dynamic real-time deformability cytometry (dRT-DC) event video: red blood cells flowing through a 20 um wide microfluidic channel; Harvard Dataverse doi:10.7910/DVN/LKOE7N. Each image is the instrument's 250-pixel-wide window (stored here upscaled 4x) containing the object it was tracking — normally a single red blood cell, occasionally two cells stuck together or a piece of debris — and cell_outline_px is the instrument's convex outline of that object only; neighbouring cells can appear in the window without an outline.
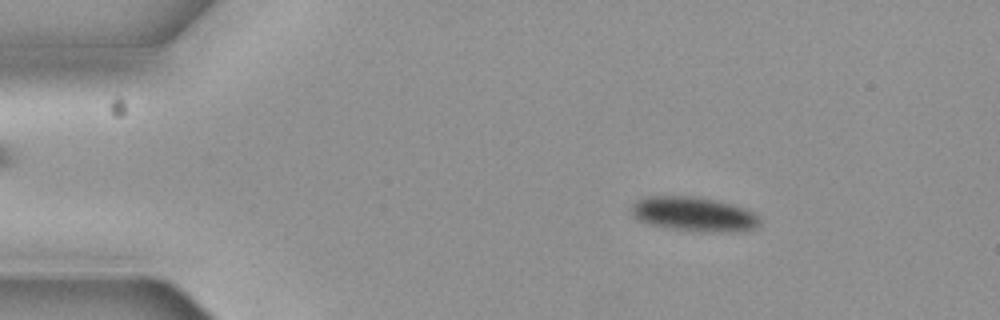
{"species": "common noctule bat (a hibernating species)", "species_latin": "Nyctalus noctula", "temperature_condition": "cold", "stored_images_in_passage": 6, "camera_frame_rate_fps": 3000, "um_per_image_px": 0.085, "animal": {"sex": "female", "body_mass_g": 19.3, "forearm_length_mm": 54.1}, "frame": {"image": 1, "passage_image": 2, "time_ms": 0.333, "image_size_px": [1000, 320], "cell_outline_px": [[760, 224], [756, 228], [740, 232], [700, 232], [668, 228], [648, 224], [640, 220], [628, 208], [636, 200], [644, 196], [696, 196], [716, 200], [744, 208], [752, 212], [760, 220]], "centroid_in_image_um": [58.96, 18.21], "position_along_channel_um": 26.0, "area_um2": 26.01}}
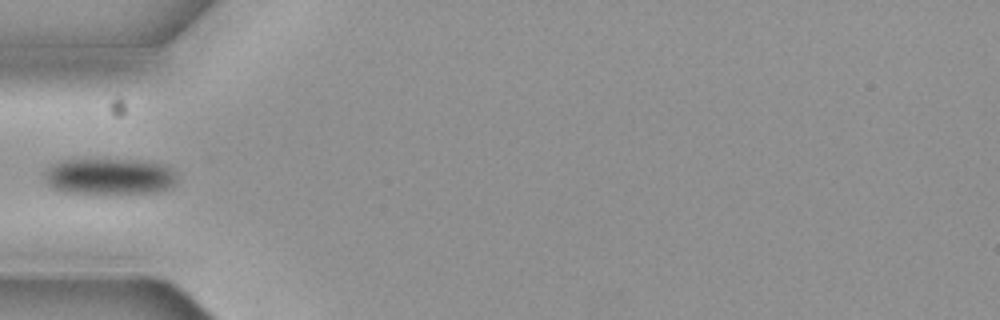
{"frame": {"image": 2, "passage_image": 5, "time_ms": 1.333, "image_size_px": [1000, 320], "cell_outline_px": [[176, 184], [172, 188], [156, 192], [64, 192], [52, 188], [44, 176], [52, 164], [64, 160], [100, 156], [164, 164], [176, 176]], "centroid_in_image_um": [9.3, 14.94], "position_along_channel_um": 75.7, "area_um2": 28.26}}